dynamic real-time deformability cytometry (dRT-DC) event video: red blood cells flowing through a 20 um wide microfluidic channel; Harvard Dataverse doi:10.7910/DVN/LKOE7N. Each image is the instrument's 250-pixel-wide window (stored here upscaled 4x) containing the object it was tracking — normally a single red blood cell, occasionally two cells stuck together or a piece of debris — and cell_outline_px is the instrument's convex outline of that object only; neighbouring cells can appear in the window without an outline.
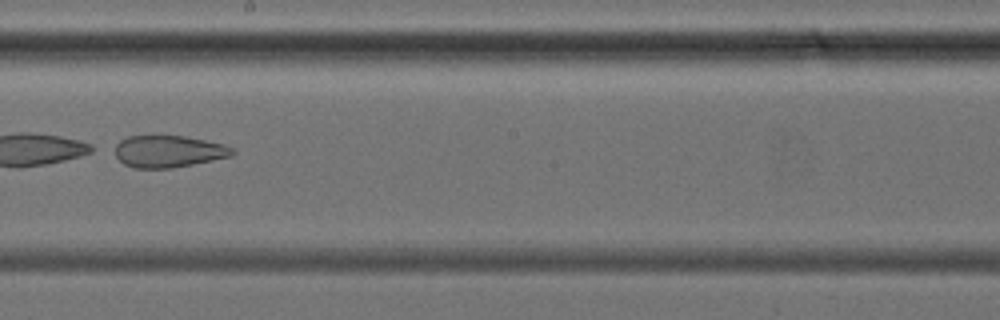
{"species": "common noctule bat (a hibernating species)", "species_latin": "Nyctalus noctula", "temperature_condition": "cold", "stored_images_in_passage": 40, "camera_frame_rate_fps": 3000, "um_per_image_px": 0.085, "animal": {"sex": "female", "body_mass_g": 24.6, "forearm_length_mm": 56.2}, "frame": {"image": 1, "passage_image": 23, "time_ms": 7.333, "image_size_px": [1000, 320], "cell_outline_px": [[236, 152], [232, 156], [172, 168], [136, 168], [124, 164], [116, 156], [116, 144], [120, 140], [128, 136], [184, 136], [224, 144], [236, 148]], "centroid_in_image_um": [14.36, 12.87], "position_along_channel_um": 233.8, "area_um2": 21.79}}